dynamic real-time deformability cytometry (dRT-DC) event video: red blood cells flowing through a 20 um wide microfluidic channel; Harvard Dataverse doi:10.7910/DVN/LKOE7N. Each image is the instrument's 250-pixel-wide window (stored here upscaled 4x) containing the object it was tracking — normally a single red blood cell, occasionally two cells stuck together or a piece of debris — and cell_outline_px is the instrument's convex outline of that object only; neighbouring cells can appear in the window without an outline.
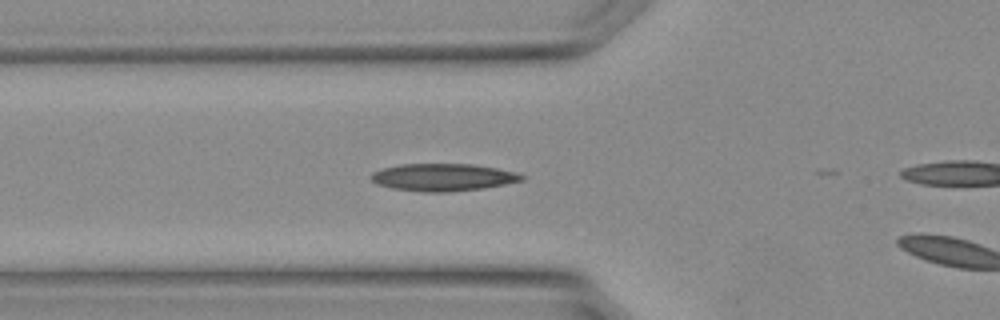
{"species": "Egyptian fruit bat (a non-hibernating species)", "species_latin": "Rousettus aegyptiacus", "temperature_condition": "warm", "stored_images_in_passage": 25, "camera_frame_rate_fps": 3000, "um_per_image_px": 0.085, "animal": {"sex": "female"}, "frame": {"image": 1, "passage_image": 8, "time_ms": 2.333, "image_size_px": [1000, 320], "cell_outline_px": [[528, 176], [524, 180], [504, 184], [480, 188], [444, 192], [424, 192], [392, 188], [376, 184], [372, 180], [372, 172], [380, 168], [400, 164], [472, 164], [496, 168], [516, 172]], "centroid_in_image_um": [37.65, 15.06], "position_along_channel_um": 88.2, "area_um2": 23.99}}
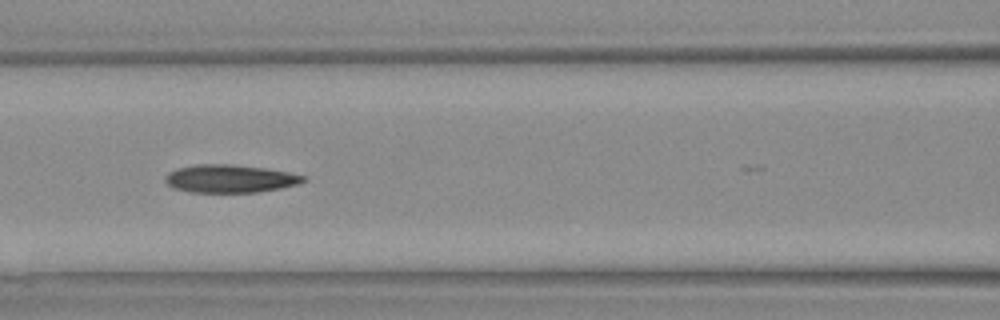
{"frame": {"image": 2, "passage_image": 11, "time_ms": 3.333, "image_size_px": [1000, 320], "cell_outline_px": [[308, 180], [296, 184], [280, 188], [256, 192], [192, 192], [176, 188], [168, 184], [164, 180], [164, 176], [168, 172], [176, 168], [196, 164], [228, 164], [264, 168], [288, 172], [304, 176]], "centroid_in_image_um": [19.51, 15.18], "position_along_channel_um": 147.1, "area_um2": 22.31}}